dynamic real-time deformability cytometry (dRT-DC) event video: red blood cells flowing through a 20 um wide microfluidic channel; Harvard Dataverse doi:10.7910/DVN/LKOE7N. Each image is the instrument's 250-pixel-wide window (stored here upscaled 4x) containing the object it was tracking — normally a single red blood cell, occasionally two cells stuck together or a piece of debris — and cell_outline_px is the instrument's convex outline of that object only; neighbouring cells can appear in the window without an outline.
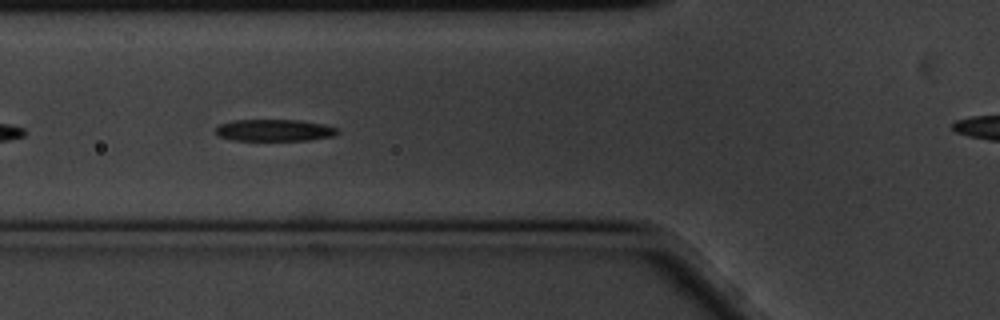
{"species": "common noctule bat (a hibernating species)", "species_latin": "Nyctalus noctula", "temperature_condition": "cold", "stored_images_in_passage": 46, "camera_frame_rate_fps": 3000, "um_per_image_px": 0.085, "animal": {"sex": "male", "body_mass_g": 20.1, "forearm_length_mm": 53.5}, "frame": {"image": 1, "passage_image": 7, "time_ms": 2.0, "image_size_px": [1000, 320], "cell_outline_px": [[340, 132], [332, 136], [312, 140], [232, 140], [220, 136], [216, 132], [216, 128], [220, 124], [232, 120], [300, 120], [324, 124], [336, 128]], "centroid_in_image_um": [23.34, 11.07], "position_along_channel_um": 102.5, "area_um2": 15.43}}
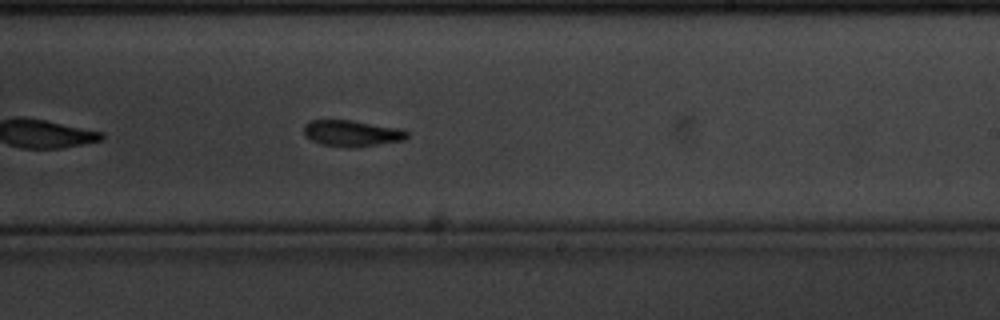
{"frame": {"image": 2, "passage_image": 21, "time_ms": 6.667, "image_size_px": [1000, 320], "cell_outline_px": [[408, 136], [404, 140], [356, 148], [344, 148], [320, 144], [304, 136], [304, 124], [308, 120], [352, 120], [404, 128], [408, 132]], "centroid_in_image_um": [29.92, 11.33], "position_along_channel_um": 259.1, "area_um2": 16.24}}
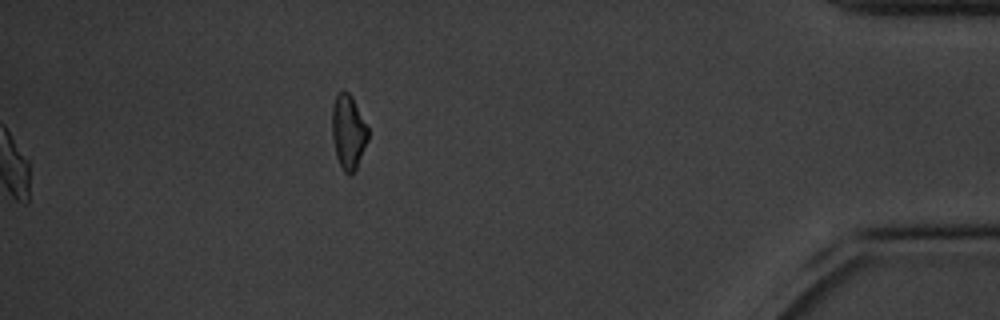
{"frame": {"image": 3, "passage_image": 46, "time_ms": 15.0, "image_size_px": [1000, 320], "cell_outline_px": [[368, 140], [356, 172], [352, 176], [348, 176], [344, 172], [336, 156], [332, 136], [332, 108], [336, 96], [340, 92], [348, 92], [352, 96], [368, 128]], "centroid_in_image_um": [29.62, 11.28], "position_along_channel_um": 405.6, "area_um2": 15.72}, "authors_computed_cell_mechanics": {"area_um2": 15.9528, "velocity_mm_per_s": 3.3514, "shape_relaxation_time_tau1_ms": 2.9171, "shape_relaxation_time_tau2_ms": 3.2898, "deformation_change_tau1": 0.1386, "deformation_change_tau2": 0.1013}}